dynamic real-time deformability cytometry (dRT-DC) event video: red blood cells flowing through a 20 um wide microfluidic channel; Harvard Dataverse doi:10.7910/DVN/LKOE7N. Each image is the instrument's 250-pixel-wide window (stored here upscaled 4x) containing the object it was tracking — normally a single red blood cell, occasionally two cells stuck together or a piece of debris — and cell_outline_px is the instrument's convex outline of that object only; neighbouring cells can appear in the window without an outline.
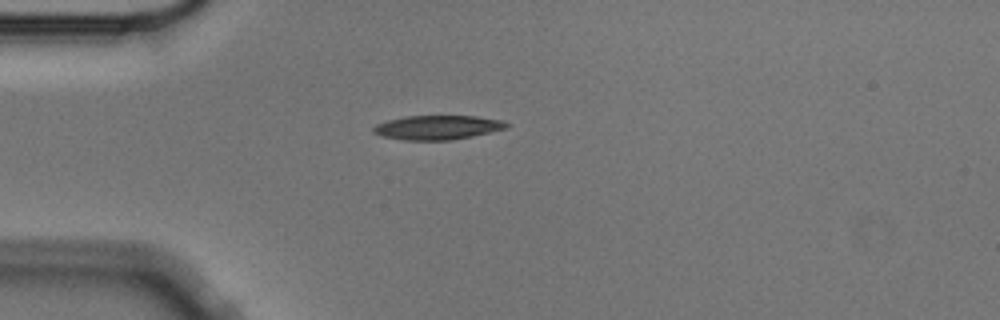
{"species": "Egyptian fruit bat (a non-hibernating species)", "species_latin": "Rousettus aegyptiacus", "temperature_condition": "cold", "stored_images_in_passage": 4, "camera_frame_rate_fps": 3000, "um_per_image_px": 0.085, "animal": {"sex": "male"}, "frame": {"image": 1, "passage_image": 4, "time_ms": 1.0, "image_size_px": [1000, 320], "cell_outline_px": [[512, 124], [508, 128], [472, 136], [452, 140], [404, 140], [384, 136], [372, 132], [372, 128], [376, 124], [388, 120], [404, 116], [476, 116], [504, 120]], "centroid_in_image_um": [37.24, 10.82], "position_along_channel_um": 47.8, "area_um2": 18.9}}